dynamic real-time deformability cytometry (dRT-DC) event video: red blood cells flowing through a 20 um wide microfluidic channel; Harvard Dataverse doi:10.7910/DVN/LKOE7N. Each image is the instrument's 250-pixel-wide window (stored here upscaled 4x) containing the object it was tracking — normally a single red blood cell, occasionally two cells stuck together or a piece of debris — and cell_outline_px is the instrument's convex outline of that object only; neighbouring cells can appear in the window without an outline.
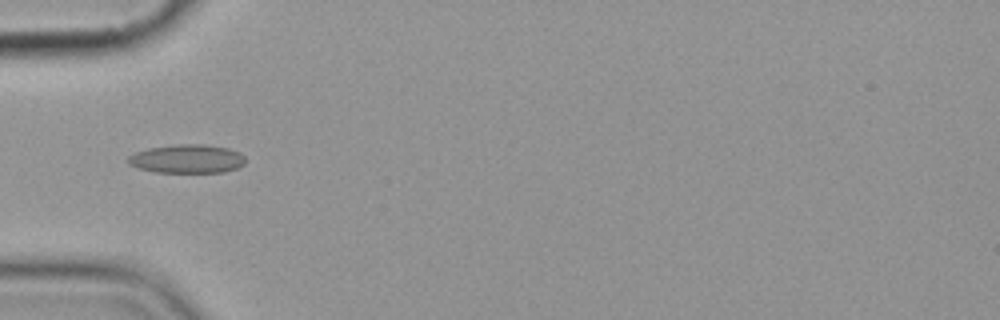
{"species": "common noctule bat (a hibernating species)", "species_latin": "Nyctalus noctula", "temperature_condition": "cold", "stored_images_in_passage": 10, "camera_frame_rate_fps": 3000, "um_per_image_px": 0.085, "animal": {"sex": "female", "body_mass_g": 19.9}, "frame": {"image": 1, "passage_image": 5, "time_ms": 4.667, "image_size_px": [1000, 320], "cell_outline_px": [[244, 164], [236, 168], [224, 172], [156, 172], [140, 168], [128, 164], [128, 156], [136, 152], [148, 148], [176, 144], [204, 144], [228, 148], [240, 152], [244, 156]], "centroid_in_image_um": [15.91, 13.49], "position_along_channel_um": 69.1, "area_um2": 19.54}}
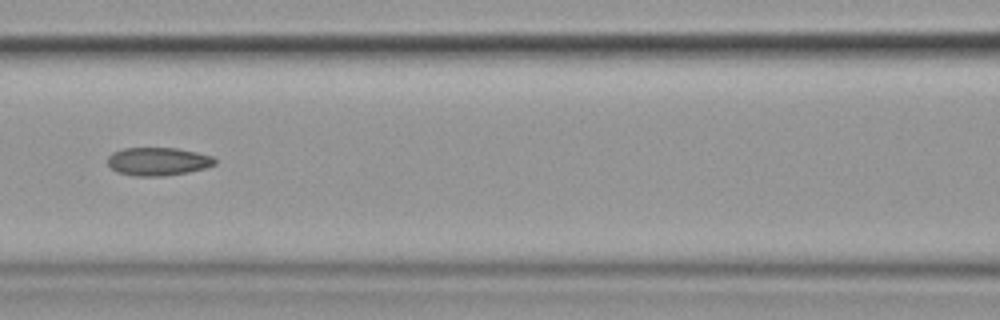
{"frame": {"image": 2, "passage_image": 7, "time_ms": 7.0, "image_size_px": [1000, 320], "cell_outline_px": [[216, 164], [204, 168], [188, 172], [164, 176], [136, 176], [116, 172], [108, 164], [108, 156], [112, 152], [124, 148], [176, 148], [196, 152], [212, 156], [216, 160]], "centroid_in_image_um": [13.42, 13.72], "position_along_channel_um": 153.2, "area_um2": 17.57}}
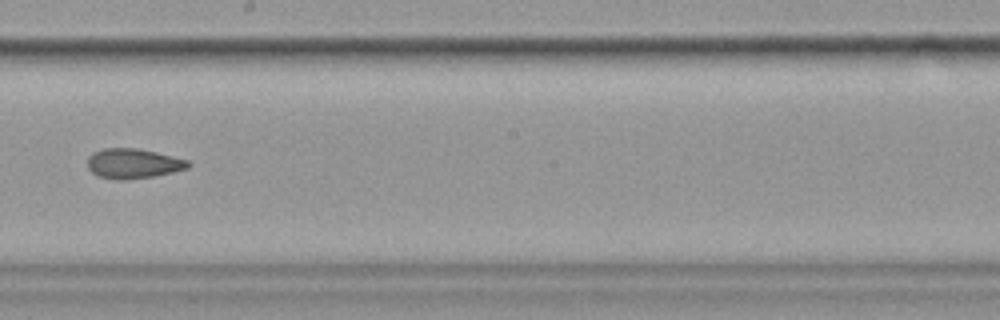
{"frame": {"image": 3, "passage_image": 9, "time_ms": 9.333, "image_size_px": [1000, 320], "cell_outline_px": [[192, 164], [188, 168], [172, 172], [152, 176], [124, 180], [116, 180], [100, 176], [92, 172], [88, 168], [88, 156], [92, 152], [104, 148], [136, 148], [156, 152], [188, 160]], "centroid_in_image_um": [11.31, 13.89], "position_along_channel_um": 236.9, "area_um2": 17.46}}